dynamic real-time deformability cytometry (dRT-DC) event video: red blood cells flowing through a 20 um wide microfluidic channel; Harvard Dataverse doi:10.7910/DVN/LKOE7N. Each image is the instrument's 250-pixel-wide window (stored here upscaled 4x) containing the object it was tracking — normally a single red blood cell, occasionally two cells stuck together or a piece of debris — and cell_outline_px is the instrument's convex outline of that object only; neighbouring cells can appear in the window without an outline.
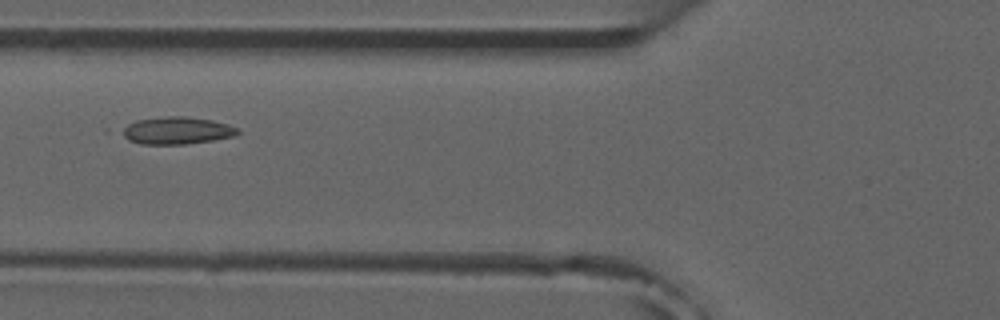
{"species": "common noctule bat (a hibernating species)", "species_latin": "Nyctalus noctula", "temperature_condition": "room temperature", "stored_images_in_passage": 5, "camera_frame_rate_fps": 3000, "um_per_image_px": 0.085, "animal": {"sex": "male", "forearm_length_mm": 52.5}, "frame": {"image": 1, "passage_image": 5, "time_ms": 5.333, "image_size_px": [1000, 320], "cell_outline_px": [[240, 132], [236, 136], [212, 140], [184, 144], [140, 144], [128, 140], [116, 132], [120, 128], [136, 120], [164, 116], [184, 116], [212, 120], [228, 124], [236, 128]], "centroid_in_image_um": [14.95, 11.09], "position_along_channel_um": 110.8, "area_um2": 18.67}}